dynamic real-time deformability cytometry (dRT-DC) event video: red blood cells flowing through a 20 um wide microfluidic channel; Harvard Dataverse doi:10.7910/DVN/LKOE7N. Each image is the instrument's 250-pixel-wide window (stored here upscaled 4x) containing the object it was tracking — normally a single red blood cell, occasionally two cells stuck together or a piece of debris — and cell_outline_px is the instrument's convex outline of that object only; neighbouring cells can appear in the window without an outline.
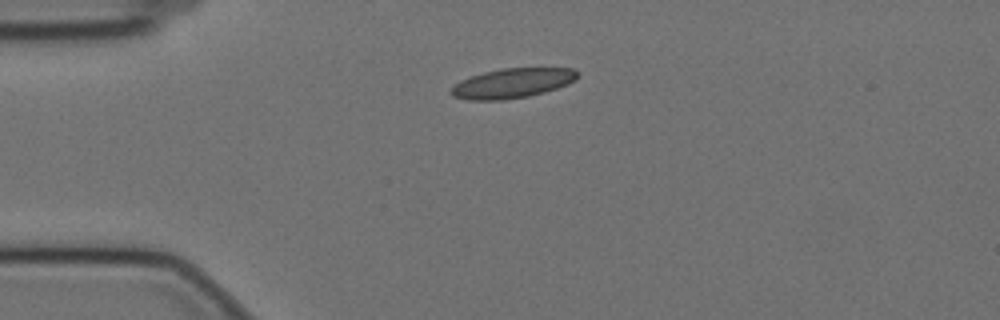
{"species": "Egyptian fruit bat (a non-hibernating species)", "species_latin": "Rousettus aegyptiacus", "temperature_condition": "cold", "stored_images_in_passage": 21, "camera_frame_rate_fps": 3000, "um_per_image_px": 0.085, "animal": {"sex": "female"}, "frame": {"image": 1, "passage_image": 1, "time_ms": 0.0, "image_size_px": [1000, 320], "cell_outline_px": [[580, 76], [576, 80], [568, 84], [544, 92], [528, 96], [500, 100], [468, 100], [452, 96], [448, 92], [460, 80], [484, 72], [500, 68], [572, 68], [580, 72]], "centroid_in_image_um": [43.57, 7.06], "position_along_channel_um": 41.4, "area_um2": 21.96}}
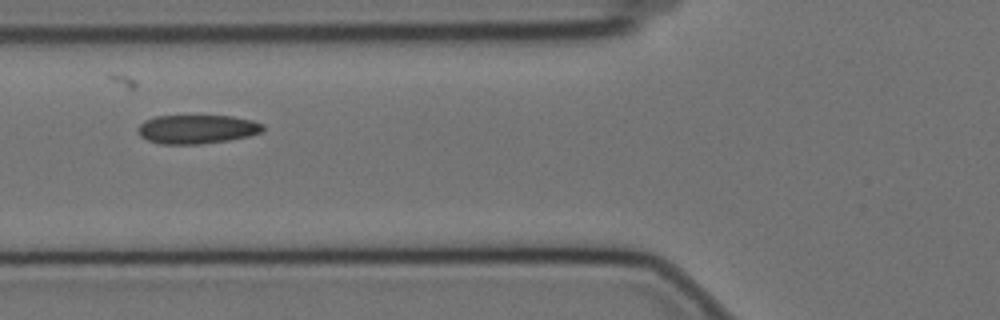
{"frame": {"image": 2, "passage_image": 9, "time_ms": 2.667, "image_size_px": [1000, 320], "cell_outline_px": [[264, 132], [248, 136], [228, 140], [200, 144], [160, 144], [148, 140], [140, 136], [136, 132], [136, 128], [144, 120], [156, 116], [232, 116], [252, 120], [264, 124]], "centroid_in_image_um": [16.73, 10.98], "position_along_channel_um": 109.1, "area_um2": 21.21}}
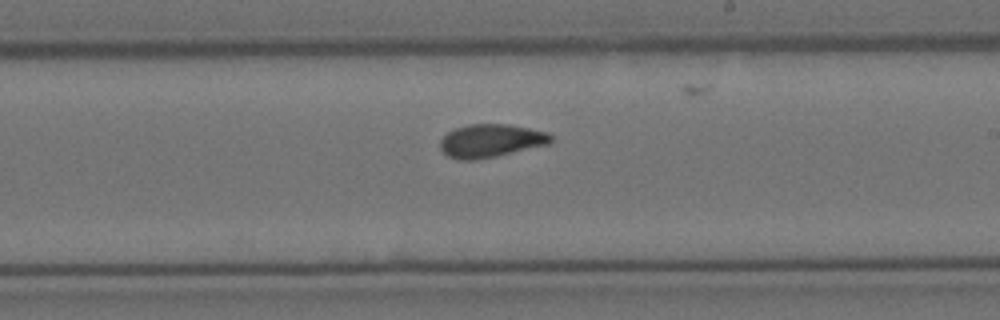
{"frame": {"image": 3, "passage_image": 21, "time_ms": 6.667, "image_size_px": [1000, 320], "cell_outline_px": [[552, 144], [472, 160], [460, 160], [448, 156], [440, 148], [440, 140], [448, 132], [456, 128], [468, 124], [508, 124], [548, 132], [552, 136]], "centroid_in_image_um": [41.74, 11.95], "position_along_channel_um": 247.3, "area_um2": 21.21}}